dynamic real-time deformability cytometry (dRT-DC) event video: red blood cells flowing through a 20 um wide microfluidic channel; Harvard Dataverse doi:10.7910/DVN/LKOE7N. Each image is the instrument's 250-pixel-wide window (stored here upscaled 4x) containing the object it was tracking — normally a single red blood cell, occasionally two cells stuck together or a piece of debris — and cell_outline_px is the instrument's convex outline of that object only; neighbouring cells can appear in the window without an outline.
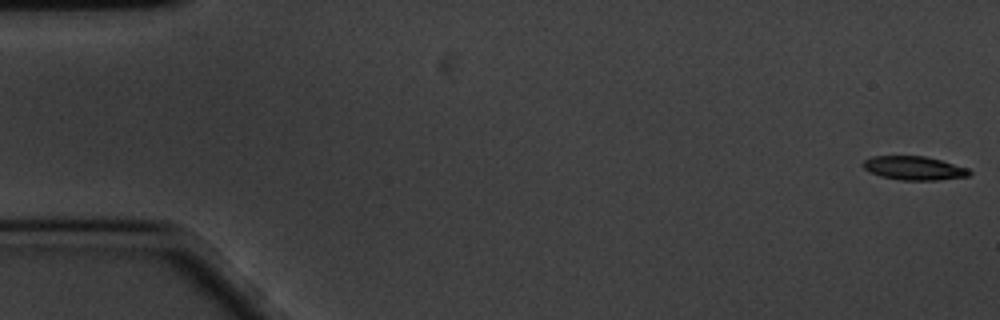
{"species": "common noctule bat (a hibernating species)", "species_latin": "Nyctalus noctula", "temperature_condition": "cold", "stored_images_in_passage": 59, "camera_frame_rate_fps": 3000, "um_per_image_px": 0.085, "animal": {"sex": "male", "body_mass_g": 20.1, "forearm_length_mm": 53.5}, "frame": {"image": 1, "passage_image": 1, "time_ms": 0.0, "image_size_px": [1000, 320], "cell_outline_px": [[972, 172], [968, 176], [936, 180], [900, 180], [880, 176], [864, 168], [864, 160], [872, 156], [924, 156], [940, 160], [968, 168]], "centroid_in_image_um": [77.71, 14.29], "position_along_channel_um": 7.3, "area_um2": 14.51}}
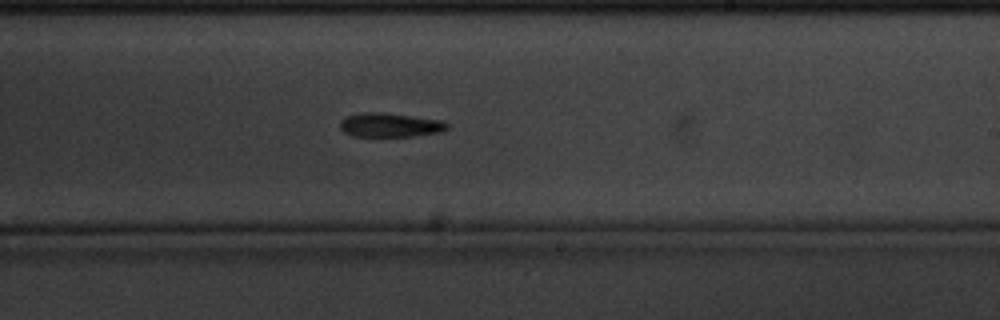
{"frame": {"image": 2, "passage_image": 35, "time_ms": 11.333, "image_size_px": [1000, 320], "cell_outline_px": [[448, 128], [444, 132], [412, 136], [352, 136], [344, 132], [340, 128], [340, 120], [348, 116], [364, 112], [384, 112], [444, 120], [448, 124]], "centroid_in_image_um": [33.19, 10.62], "position_along_channel_um": 255.8, "area_um2": 15.2}}
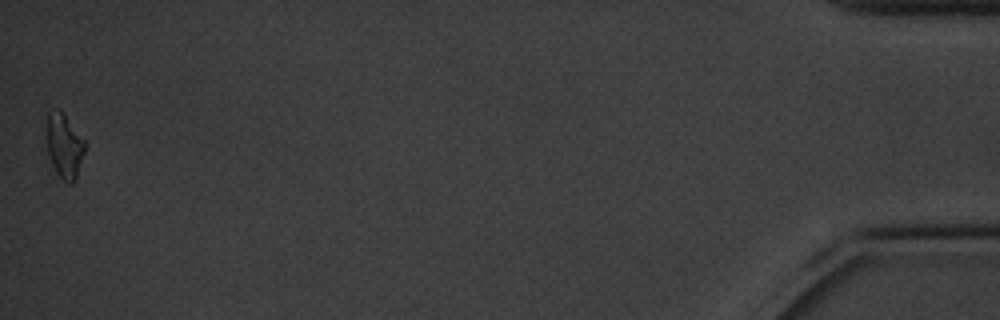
{"frame": {"image": 3, "passage_image": 59, "time_ms": 19.333, "image_size_px": [1000, 320], "cell_outline_px": [[84, 152], [76, 180], [72, 184], [68, 184], [56, 172], [52, 164], [48, 152], [48, 112], [56, 108], [60, 108], [84, 140]], "centroid_in_image_um": [5.48, 12.41], "position_along_channel_um": 429.7, "area_um2": 14.05}, "authors_computed_cell_mechanics": {"area_um2": 15.2014, "velocity_mm_per_s": 3.3619, "shape_relaxation_time_tau1_ms": 2.0407, "shape_relaxation_time_tau2_ms": null, "deformation_change_tau1": 0.1051, "deformation_change_tau2": null}}